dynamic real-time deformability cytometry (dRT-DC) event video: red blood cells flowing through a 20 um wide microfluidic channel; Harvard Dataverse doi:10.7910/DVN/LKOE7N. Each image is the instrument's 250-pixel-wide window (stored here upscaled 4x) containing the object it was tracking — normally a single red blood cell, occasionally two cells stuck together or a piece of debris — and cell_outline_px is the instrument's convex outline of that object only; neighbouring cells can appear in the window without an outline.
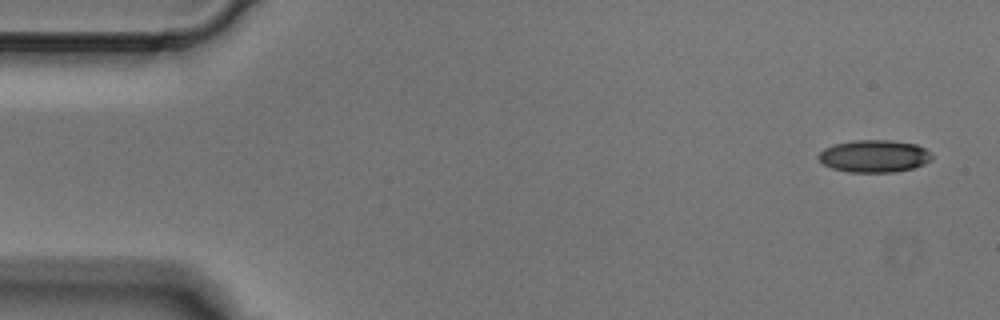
{"species": "Egyptian fruit bat (a non-hibernating species)", "species_latin": "Rousettus aegyptiacus", "temperature_condition": "cold", "stored_images_in_passage": 4, "segment_of_instrument_passage": [2, 2], "camera_frame_rate_fps": 3000, "um_per_image_px": 0.085, "animal": {"sex": "male"}, "frame": {"image": 1, "passage_image": 4, "time_ms": 1.0, "image_size_px": [1000, 320], "cell_outline_px": [[932, 160], [924, 164], [912, 168], [896, 172], [848, 172], [832, 168], [824, 164], [816, 156], [824, 148], [832, 144], [852, 140], [892, 140], [916, 144], [924, 148], [932, 156]], "centroid_in_image_um": [74.28, 13.26], "position_along_channel_um": 10.7, "area_um2": 21.5}}